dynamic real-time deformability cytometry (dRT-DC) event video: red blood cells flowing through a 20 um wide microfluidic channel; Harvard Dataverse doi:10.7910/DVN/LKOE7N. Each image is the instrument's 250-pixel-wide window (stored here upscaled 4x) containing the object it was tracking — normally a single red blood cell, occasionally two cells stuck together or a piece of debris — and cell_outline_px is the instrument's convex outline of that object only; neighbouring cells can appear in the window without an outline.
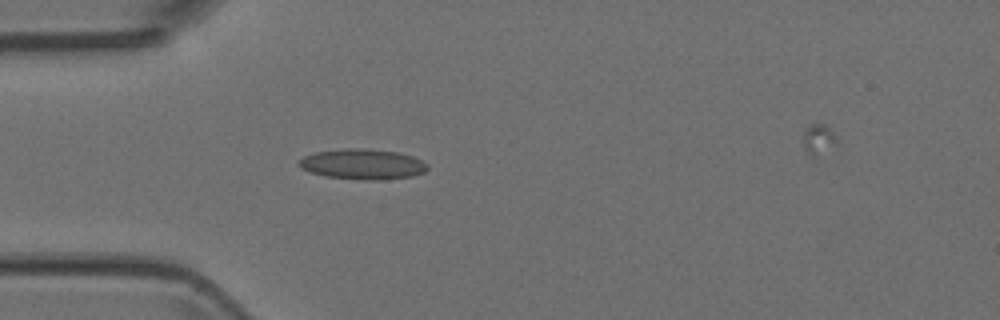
{"species": "Egyptian fruit bat (a non-hibernating species)", "species_latin": "Rousettus aegyptiacus", "temperature_condition": "room temperature", "stored_images_in_passage": 6, "camera_frame_rate_fps": 3000, "um_per_image_px": 0.085, "animal": {"sex": "female"}, "frame": {"image": 1, "passage_image": 5, "time_ms": 1.333, "image_size_px": [1000, 320], "cell_outline_px": [[428, 168], [424, 172], [412, 176], [376, 180], [360, 180], [324, 176], [308, 172], [300, 168], [296, 164], [304, 156], [316, 152], [348, 148], [364, 148], [396, 152], [412, 156], [424, 160], [428, 164]], "centroid_in_image_um": [30.81, 13.96], "position_along_channel_um": 54.2, "area_um2": 22.89}}